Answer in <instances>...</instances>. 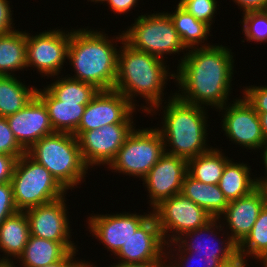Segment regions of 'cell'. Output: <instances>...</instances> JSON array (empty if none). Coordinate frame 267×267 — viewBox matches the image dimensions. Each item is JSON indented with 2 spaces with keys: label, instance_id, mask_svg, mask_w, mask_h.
Returning a JSON list of instances; mask_svg holds the SVG:
<instances>
[{
  "label": "cell",
  "instance_id": "obj_1",
  "mask_svg": "<svg viewBox=\"0 0 267 267\" xmlns=\"http://www.w3.org/2000/svg\"><path fill=\"white\" fill-rule=\"evenodd\" d=\"M218 44L187 51L175 70L178 90L174 93L180 100L213 111L233 101L229 96L237 73L235 55L226 45Z\"/></svg>",
  "mask_w": 267,
  "mask_h": 267
},
{
  "label": "cell",
  "instance_id": "obj_2",
  "mask_svg": "<svg viewBox=\"0 0 267 267\" xmlns=\"http://www.w3.org/2000/svg\"><path fill=\"white\" fill-rule=\"evenodd\" d=\"M86 27L70 30L67 62L74 73L66 76L92 84L99 91L113 90L120 49L118 44L125 40L123 31L119 30L121 33L118 32V35L109 34V37L103 28Z\"/></svg>",
  "mask_w": 267,
  "mask_h": 267
},
{
  "label": "cell",
  "instance_id": "obj_3",
  "mask_svg": "<svg viewBox=\"0 0 267 267\" xmlns=\"http://www.w3.org/2000/svg\"><path fill=\"white\" fill-rule=\"evenodd\" d=\"M166 62L168 61L134 49L124 40L118 52L117 76L113 90L123 94L138 107L139 112L141 110V113H148L154 106L166 101L164 95L167 92L164 91L167 82L175 80V70L172 71ZM137 96L140 97L139 100L143 97V104L139 105Z\"/></svg>",
  "mask_w": 267,
  "mask_h": 267
},
{
  "label": "cell",
  "instance_id": "obj_4",
  "mask_svg": "<svg viewBox=\"0 0 267 267\" xmlns=\"http://www.w3.org/2000/svg\"><path fill=\"white\" fill-rule=\"evenodd\" d=\"M206 109L180 100L171 89L166 101L154 106L146 115L153 117L162 110L160 125L155 128L163 137L165 153L188 160L213 147L208 143L211 131L208 128L210 115Z\"/></svg>",
  "mask_w": 267,
  "mask_h": 267
},
{
  "label": "cell",
  "instance_id": "obj_5",
  "mask_svg": "<svg viewBox=\"0 0 267 267\" xmlns=\"http://www.w3.org/2000/svg\"><path fill=\"white\" fill-rule=\"evenodd\" d=\"M26 153L46 167L67 192L86 182L89 168L82 159L78 138L71 133L54 132L44 136Z\"/></svg>",
  "mask_w": 267,
  "mask_h": 267
},
{
  "label": "cell",
  "instance_id": "obj_6",
  "mask_svg": "<svg viewBox=\"0 0 267 267\" xmlns=\"http://www.w3.org/2000/svg\"><path fill=\"white\" fill-rule=\"evenodd\" d=\"M142 12L134 23L123 30L125 41L134 49L157 56L163 60L167 55L182 52L177 66L183 60L187 49L183 45L174 23L166 11ZM186 51V52H185ZM180 52V53H179Z\"/></svg>",
  "mask_w": 267,
  "mask_h": 267
},
{
  "label": "cell",
  "instance_id": "obj_7",
  "mask_svg": "<svg viewBox=\"0 0 267 267\" xmlns=\"http://www.w3.org/2000/svg\"><path fill=\"white\" fill-rule=\"evenodd\" d=\"M10 182L18 211L50 203L67 194L49 170L27 153L16 160Z\"/></svg>",
  "mask_w": 267,
  "mask_h": 267
},
{
  "label": "cell",
  "instance_id": "obj_8",
  "mask_svg": "<svg viewBox=\"0 0 267 267\" xmlns=\"http://www.w3.org/2000/svg\"><path fill=\"white\" fill-rule=\"evenodd\" d=\"M139 128L135 127L128 135L105 170L142 180L165 154L163 137L155 126Z\"/></svg>",
  "mask_w": 267,
  "mask_h": 267
},
{
  "label": "cell",
  "instance_id": "obj_9",
  "mask_svg": "<svg viewBox=\"0 0 267 267\" xmlns=\"http://www.w3.org/2000/svg\"><path fill=\"white\" fill-rule=\"evenodd\" d=\"M39 32L35 35L26 32V64L27 69H34L40 77L52 78L65 71L64 64L68 63V47L70 29L61 27ZM29 67H31L29 69ZM34 68V69H33ZM64 68V69H63Z\"/></svg>",
  "mask_w": 267,
  "mask_h": 267
},
{
  "label": "cell",
  "instance_id": "obj_10",
  "mask_svg": "<svg viewBox=\"0 0 267 267\" xmlns=\"http://www.w3.org/2000/svg\"><path fill=\"white\" fill-rule=\"evenodd\" d=\"M152 215L165 244L175 242L184 233L207 225L214 218L182 193L162 200L152 209Z\"/></svg>",
  "mask_w": 267,
  "mask_h": 267
},
{
  "label": "cell",
  "instance_id": "obj_11",
  "mask_svg": "<svg viewBox=\"0 0 267 267\" xmlns=\"http://www.w3.org/2000/svg\"><path fill=\"white\" fill-rule=\"evenodd\" d=\"M233 102V103H232ZM221 116V132L243 150L257 152L265 142L259 115L241 95L216 110ZM221 112V113H220Z\"/></svg>",
  "mask_w": 267,
  "mask_h": 267
},
{
  "label": "cell",
  "instance_id": "obj_12",
  "mask_svg": "<svg viewBox=\"0 0 267 267\" xmlns=\"http://www.w3.org/2000/svg\"><path fill=\"white\" fill-rule=\"evenodd\" d=\"M134 113L124 123L104 125L99 129L84 131L79 137V146L85 165L92 170L107 166L115 159L128 135L136 127Z\"/></svg>",
  "mask_w": 267,
  "mask_h": 267
},
{
  "label": "cell",
  "instance_id": "obj_13",
  "mask_svg": "<svg viewBox=\"0 0 267 267\" xmlns=\"http://www.w3.org/2000/svg\"><path fill=\"white\" fill-rule=\"evenodd\" d=\"M67 198L65 196L47 204L39 205L25 211L30 235L60 242L69 252L80 246L72 240L73 229L69 219Z\"/></svg>",
  "mask_w": 267,
  "mask_h": 267
},
{
  "label": "cell",
  "instance_id": "obj_14",
  "mask_svg": "<svg viewBox=\"0 0 267 267\" xmlns=\"http://www.w3.org/2000/svg\"><path fill=\"white\" fill-rule=\"evenodd\" d=\"M148 213V214H147ZM143 214L126 212H115L106 214H89L86 218L87 231L92 233V236L99 243L103 244V249H107L112 257L123 245L130 239L139 227L152 215V210Z\"/></svg>",
  "mask_w": 267,
  "mask_h": 267
},
{
  "label": "cell",
  "instance_id": "obj_15",
  "mask_svg": "<svg viewBox=\"0 0 267 267\" xmlns=\"http://www.w3.org/2000/svg\"><path fill=\"white\" fill-rule=\"evenodd\" d=\"M136 108L123 94L116 90L98 91L86 105L81 122L73 133L77 138L84 132L104 125L124 123Z\"/></svg>",
  "mask_w": 267,
  "mask_h": 267
},
{
  "label": "cell",
  "instance_id": "obj_16",
  "mask_svg": "<svg viewBox=\"0 0 267 267\" xmlns=\"http://www.w3.org/2000/svg\"><path fill=\"white\" fill-rule=\"evenodd\" d=\"M186 174L187 160L165 153L142 179L145 191L149 193L148 208L152 210L162 200L181 193Z\"/></svg>",
  "mask_w": 267,
  "mask_h": 267
},
{
  "label": "cell",
  "instance_id": "obj_17",
  "mask_svg": "<svg viewBox=\"0 0 267 267\" xmlns=\"http://www.w3.org/2000/svg\"><path fill=\"white\" fill-rule=\"evenodd\" d=\"M266 203V192L262 186H258L248 195L230 201L218 217L222 226H226L224 230L237 246L247 237Z\"/></svg>",
  "mask_w": 267,
  "mask_h": 267
},
{
  "label": "cell",
  "instance_id": "obj_18",
  "mask_svg": "<svg viewBox=\"0 0 267 267\" xmlns=\"http://www.w3.org/2000/svg\"><path fill=\"white\" fill-rule=\"evenodd\" d=\"M175 242L185 252L213 255L214 258H231L238 252L237 245L231 240L218 218H214L203 227L184 233Z\"/></svg>",
  "mask_w": 267,
  "mask_h": 267
},
{
  "label": "cell",
  "instance_id": "obj_19",
  "mask_svg": "<svg viewBox=\"0 0 267 267\" xmlns=\"http://www.w3.org/2000/svg\"><path fill=\"white\" fill-rule=\"evenodd\" d=\"M6 120L16 140L26 151L44 136L55 132L47 108L37 95Z\"/></svg>",
  "mask_w": 267,
  "mask_h": 267
},
{
  "label": "cell",
  "instance_id": "obj_20",
  "mask_svg": "<svg viewBox=\"0 0 267 267\" xmlns=\"http://www.w3.org/2000/svg\"><path fill=\"white\" fill-rule=\"evenodd\" d=\"M165 252L166 244L157 220L151 215L114 255L115 258L112 259L116 263L112 264L150 262L160 258Z\"/></svg>",
  "mask_w": 267,
  "mask_h": 267
},
{
  "label": "cell",
  "instance_id": "obj_21",
  "mask_svg": "<svg viewBox=\"0 0 267 267\" xmlns=\"http://www.w3.org/2000/svg\"><path fill=\"white\" fill-rule=\"evenodd\" d=\"M30 236L25 211L9 216L0 225V263H12L22 255ZM2 256V257H1Z\"/></svg>",
  "mask_w": 267,
  "mask_h": 267
},
{
  "label": "cell",
  "instance_id": "obj_22",
  "mask_svg": "<svg viewBox=\"0 0 267 267\" xmlns=\"http://www.w3.org/2000/svg\"><path fill=\"white\" fill-rule=\"evenodd\" d=\"M36 95L45 104L55 132L73 134L77 130L87 104L57 100L45 87L37 88Z\"/></svg>",
  "mask_w": 267,
  "mask_h": 267
},
{
  "label": "cell",
  "instance_id": "obj_23",
  "mask_svg": "<svg viewBox=\"0 0 267 267\" xmlns=\"http://www.w3.org/2000/svg\"><path fill=\"white\" fill-rule=\"evenodd\" d=\"M251 167L243 161H234L233 157L226 163L218 186L228 202L248 195L259 186Z\"/></svg>",
  "mask_w": 267,
  "mask_h": 267
},
{
  "label": "cell",
  "instance_id": "obj_24",
  "mask_svg": "<svg viewBox=\"0 0 267 267\" xmlns=\"http://www.w3.org/2000/svg\"><path fill=\"white\" fill-rule=\"evenodd\" d=\"M174 11L167 10L168 15L174 23L180 39L187 50L193 48L212 46L209 41L212 28L205 22L197 20L192 14L188 13L178 3ZM209 42V43H208Z\"/></svg>",
  "mask_w": 267,
  "mask_h": 267
},
{
  "label": "cell",
  "instance_id": "obj_25",
  "mask_svg": "<svg viewBox=\"0 0 267 267\" xmlns=\"http://www.w3.org/2000/svg\"><path fill=\"white\" fill-rule=\"evenodd\" d=\"M181 193L206 210L213 218H218L229 202L216 184H205L186 174Z\"/></svg>",
  "mask_w": 267,
  "mask_h": 267
},
{
  "label": "cell",
  "instance_id": "obj_26",
  "mask_svg": "<svg viewBox=\"0 0 267 267\" xmlns=\"http://www.w3.org/2000/svg\"><path fill=\"white\" fill-rule=\"evenodd\" d=\"M27 71L26 30L19 28L0 35V75L17 76L20 71Z\"/></svg>",
  "mask_w": 267,
  "mask_h": 267
},
{
  "label": "cell",
  "instance_id": "obj_27",
  "mask_svg": "<svg viewBox=\"0 0 267 267\" xmlns=\"http://www.w3.org/2000/svg\"><path fill=\"white\" fill-rule=\"evenodd\" d=\"M69 251L60 243L30 235L17 267H43L62 260Z\"/></svg>",
  "mask_w": 267,
  "mask_h": 267
},
{
  "label": "cell",
  "instance_id": "obj_28",
  "mask_svg": "<svg viewBox=\"0 0 267 267\" xmlns=\"http://www.w3.org/2000/svg\"><path fill=\"white\" fill-rule=\"evenodd\" d=\"M19 76L0 75V116L8 117L24 108L36 95L37 87L26 85Z\"/></svg>",
  "mask_w": 267,
  "mask_h": 267
},
{
  "label": "cell",
  "instance_id": "obj_29",
  "mask_svg": "<svg viewBox=\"0 0 267 267\" xmlns=\"http://www.w3.org/2000/svg\"><path fill=\"white\" fill-rule=\"evenodd\" d=\"M230 159L223 149L212 147L209 151L187 160V173L205 184L218 185L223 169Z\"/></svg>",
  "mask_w": 267,
  "mask_h": 267
},
{
  "label": "cell",
  "instance_id": "obj_30",
  "mask_svg": "<svg viewBox=\"0 0 267 267\" xmlns=\"http://www.w3.org/2000/svg\"><path fill=\"white\" fill-rule=\"evenodd\" d=\"M52 81L48 85L43 86L57 100L63 102H79V104H88L99 91L92 84L75 80L65 75L54 76L52 77Z\"/></svg>",
  "mask_w": 267,
  "mask_h": 267
},
{
  "label": "cell",
  "instance_id": "obj_31",
  "mask_svg": "<svg viewBox=\"0 0 267 267\" xmlns=\"http://www.w3.org/2000/svg\"><path fill=\"white\" fill-rule=\"evenodd\" d=\"M237 251L259 262L267 254V203L247 237L237 246Z\"/></svg>",
  "mask_w": 267,
  "mask_h": 267
},
{
  "label": "cell",
  "instance_id": "obj_32",
  "mask_svg": "<svg viewBox=\"0 0 267 267\" xmlns=\"http://www.w3.org/2000/svg\"><path fill=\"white\" fill-rule=\"evenodd\" d=\"M169 267H220L230 258H214L213 255L185 252L176 242L166 245Z\"/></svg>",
  "mask_w": 267,
  "mask_h": 267
},
{
  "label": "cell",
  "instance_id": "obj_33",
  "mask_svg": "<svg viewBox=\"0 0 267 267\" xmlns=\"http://www.w3.org/2000/svg\"><path fill=\"white\" fill-rule=\"evenodd\" d=\"M241 17L239 23L242 25L244 39L248 43L254 42L257 45L267 43V13L265 11H251L242 14Z\"/></svg>",
  "mask_w": 267,
  "mask_h": 267
},
{
  "label": "cell",
  "instance_id": "obj_34",
  "mask_svg": "<svg viewBox=\"0 0 267 267\" xmlns=\"http://www.w3.org/2000/svg\"><path fill=\"white\" fill-rule=\"evenodd\" d=\"M178 4L197 20L205 22L211 28L213 27L214 17L219 10L217 0H179Z\"/></svg>",
  "mask_w": 267,
  "mask_h": 267
},
{
  "label": "cell",
  "instance_id": "obj_35",
  "mask_svg": "<svg viewBox=\"0 0 267 267\" xmlns=\"http://www.w3.org/2000/svg\"><path fill=\"white\" fill-rule=\"evenodd\" d=\"M0 153L15 156L17 159L26 153L11 131L6 118L0 116Z\"/></svg>",
  "mask_w": 267,
  "mask_h": 267
},
{
  "label": "cell",
  "instance_id": "obj_36",
  "mask_svg": "<svg viewBox=\"0 0 267 267\" xmlns=\"http://www.w3.org/2000/svg\"><path fill=\"white\" fill-rule=\"evenodd\" d=\"M240 91L247 102L254 108L257 113H267V84L266 85H249L242 87Z\"/></svg>",
  "mask_w": 267,
  "mask_h": 267
},
{
  "label": "cell",
  "instance_id": "obj_37",
  "mask_svg": "<svg viewBox=\"0 0 267 267\" xmlns=\"http://www.w3.org/2000/svg\"><path fill=\"white\" fill-rule=\"evenodd\" d=\"M18 212L13 197L11 182L0 184V225L6 218Z\"/></svg>",
  "mask_w": 267,
  "mask_h": 267
},
{
  "label": "cell",
  "instance_id": "obj_38",
  "mask_svg": "<svg viewBox=\"0 0 267 267\" xmlns=\"http://www.w3.org/2000/svg\"><path fill=\"white\" fill-rule=\"evenodd\" d=\"M12 1L10 0H0V35L10 33L16 30V26L14 22V13L12 12V8L10 5Z\"/></svg>",
  "mask_w": 267,
  "mask_h": 267
},
{
  "label": "cell",
  "instance_id": "obj_39",
  "mask_svg": "<svg viewBox=\"0 0 267 267\" xmlns=\"http://www.w3.org/2000/svg\"><path fill=\"white\" fill-rule=\"evenodd\" d=\"M16 160L15 156L0 153V184L11 181Z\"/></svg>",
  "mask_w": 267,
  "mask_h": 267
},
{
  "label": "cell",
  "instance_id": "obj_40",
  "mask_svg": "<svg viewBox=\"0 0 267 267\" xmlns=\"http://www.w3.org/2000/svg\"><path fill=\"white\" fill-rule=\"evenodd\" d=\"M140 0H105L103 5L108 4L109 9L114 12V14L126 15L130 11L135 10V7L139 5ZM106 3V4H105Z\"/></svg>",
  "mask_w": 267,
  "mask_h": 267
},
{
  "label": "cell",
  "instance_id": "obj_41",
  "mask_svg": "<svg viewBox=\"0 0 267 267\" xmlns=\"http://www.w3.org/2000/svg\"><path fill=\"white\" fill-rule=\"evenodd\" d=\"M242 14L251 11H264L267 6V0H232Z\"/></svg>",
  "mask_w": 267,
  "mask_h": 267
},
{
  "label": "cell",
  "instance_id": "obj_42",
  "mask_svg": "<svg viewBox=\"0 0 267 267\" xmlns=\"http://www.w3.org/2000/svg\"><path fill=\"white\" fill-rule=\"evenodd\" d=\"M108 267H169V260L165 252L160 258L143 263H130V264H111Z\"/></svg>",
  "mask_w": 267,
  "mask_h": 267
},
{
  "label": "cell",
  "instance_id": "obj_43",
  "mask_svg": "<svg viewBox=\"0 0 267 267\" xmlns=\"http://www.w3.org/2000/svg\"><path fill=\"white\" fill-rule=\"evenodd\" d=\"M249 259L246 255L237 252L230 259L223 261L220 267H249L247 263Z\"/></svg>",
  "mask_w": 267,
  "mask_h": 267
},
{
  "label": "cell",
  "instance_id": "obj_44",
  "mask_svg": "<svg viewBox=\"0 0 267 267\" xmlns=\"http://www.w3.org/2000/svg\"><path fill=\"white\" fill-rule=\"evenodd\" d=\"M78 251V249L70 251L62 260L43 267H75L76 264L80 261L78 257H76Z\"/></svg>",
  "mask_w": 267,
  "mask_h": 267
},
{
  "label": "cell",
  "instance_id": "obj_45",
  "mask_svg": "<svg viewBox=\"0 0 267 267\" xmlns=\"http://www.w3.org/2000/svg\"><path fill=\"white\" fill-rule=\"evenodd\" d=\"M260 150H261V152H260ZM259 153H261L260 154V156H261L260 158L263 159V160H261V162H262V165L265 168L264 169L265 173H264V176L258 175V176H255V177L257 178L258 185L262 186L267 181V141H265L262 144L261 148L259 149Z\"/></svg>",
  "mask_w": 267,
  "mask_h": 267
},
{
  "label": "cell",
  "instance_id": "obj_46",
  "mask_svg": "<svg viewBox=\"0 0 267 267\" xmlns=\"http://www.w3.org/2000/svg\"><path fill=\"white\" fill-rule=\"evenodd\" d=\"M257 114L259 115L260 124L265 141H267V113H257Z\"/></svg>",
  "mask_w": 267,
  "mask_h": 267
},
{
  "label": "cell",
  "instance_id": "obj_47",
  "mask_svg": "<svg viewBox=\"0 0 267 267\" xmlns=\"http://www.w3.org/2000/svg\"><path fill=\"white\" fill-rule=\"evenodd\" d=\"M80 259V261L76 264V266L75 267H100V266H98V265H95L96 263H93L91 260H90V262L87 260H85V258H83V260H82V258H79ZM104 267H107V266H104Z\"/></svg>",
  "mask_w": 267,
  "mask_h": 267
},
{
  "label": "cell",
  "instance_id": "obj_48",
  "mask_svg": "<svg viewBox=\"0 0 267 267\" xmlns=\"http://www.w3.org/2000/svg\"><path fill=\"white\" fill-rule=\"evenodd\" d=\"M259 261L261 263V266L267 267V254L263 258H261Z\"/></svg>",
  "mask_w": 267,
  "mask_h": 267
},
{
  "label": "cell",
  "instance_id": "obj_49",
  "mask_svg": "<svg viewBox=\"0 0 267 267\" xmlns=\"http://www.w3.org/2000/svg\"><path fill=\"white\" fill-rule=\"evenodd\" d=\"M0 267H17L16 264L12 263H0Z\"/></svg>",
  "mask_w": 267,
  "mask_h": 267
},
{
  "label": "cell",
  "instance_id": "obj_50",
  "mask_svg": "<svg viewBox=\"0 0 267 267\" xmlns=\"http://www.w3.org/2000/svg\"><path fill=\"white\" fill-rule=\"evenodd\" d=\"M88 2L89 1H91L92 3L94 2V4H100L101 3V5L103 4V2L105 1V0H87Z\"/></svg>",
  "mask_w": 267,
  "mask_h": 267
},
{
  "label": "cell",
  "instance_id": "obj_51",
  "mask_svg": "<svg viewBox=\"0 0 267 267\" xmlns=\"http://www.w3.org/2000/svg\"><path fill=\"white\" fill-rule=\"evenodd\" d=\"M262 187L264 188V190L266 192V196H267V181L262 185Z\"/></svg>",
  "mask_w": 267,
  "mask_h": 267
}]
</instances>
